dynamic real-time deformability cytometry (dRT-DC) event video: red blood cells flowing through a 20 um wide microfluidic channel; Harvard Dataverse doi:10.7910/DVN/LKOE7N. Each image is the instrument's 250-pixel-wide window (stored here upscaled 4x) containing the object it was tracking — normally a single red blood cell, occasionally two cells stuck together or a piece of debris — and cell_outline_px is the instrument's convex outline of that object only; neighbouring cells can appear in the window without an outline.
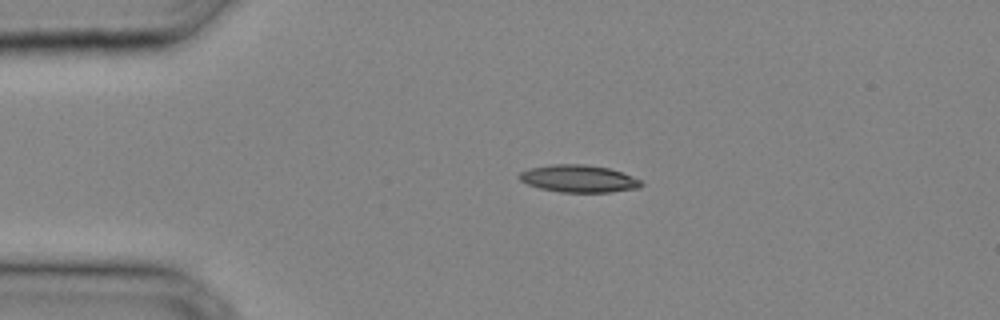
{"species": "common noctule bat (a hibernating species)", "species_latin": "Nyctalus noctula", "temperature_condition": "cold", "stored_images_in_passage": 33, "camera_frame_rate_fps": 3000, "um_per_image_px": 0.085, "animal": {"sex": "male", "body_mass_g": 20.4}, "frame": {"image": 1, "passage_image": 7, "time_ms": 2.0, "image_size_px": [1000, 320], "cell_outline_px": [[644, 184], [640, 188], [608, 192], [560, 192], [540, 188], [528, 184], [520, 180], [520, 172], [532, 168], [552, 164], [584, 164], [608, 168], [632, 176], [640, 180]], "centroid_in_image_um": [49.21, 15.19], "position_along_channel_um": 35.8, "area_um2": 19.19}}
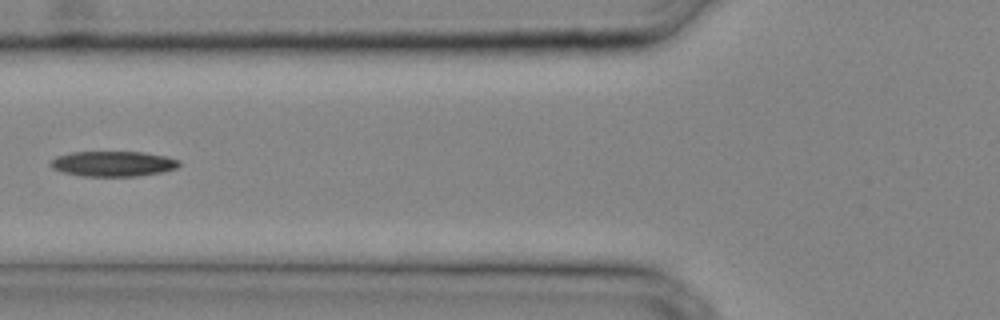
{"frame": {"image": 2, "passage_image": 13, "time_ms": 4.0, "image_size_px": [1000, 320], "cell_outline_px": [[180, 164], [176, 168], [160, 172], [136, 176], [80, 176], [60, 172], [52, 168], [48, 164], [56, 156], [72, 152], [144, 152], [168, 156], [180, 160]], "centroid_in_image_um": [9.58, 13.91], "position_along_channel_um": 116.2, "area_um2": 19.07}}
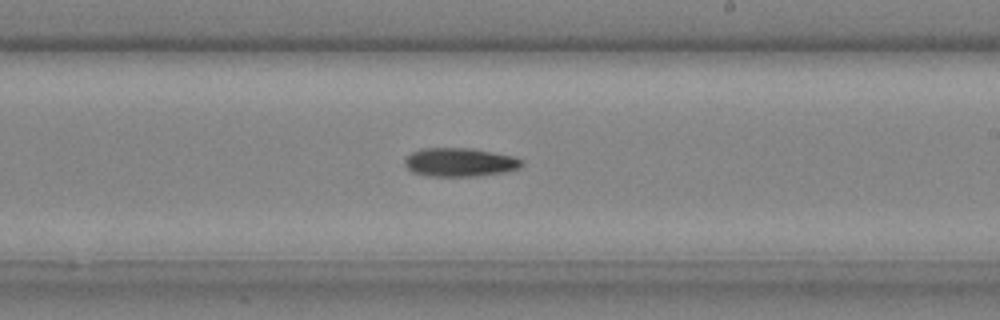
{"frame": {"image": 3, "passage_image": 20, "time_ms": 6.333, "image_size_px": [1000, 320], "cell_outline_px": [[524, 164], [520, 168], [504, 172], [476, 176], [428, 176], [412, 172], [404, 164], [404, 160], [412, 152], [420, 148], [472, 148], [512, 156], [524, 160]], "centroid_in_image_um": [39.09, 13.79], "position_along_channel_um": 249.9, "area_um2": 19.59}}